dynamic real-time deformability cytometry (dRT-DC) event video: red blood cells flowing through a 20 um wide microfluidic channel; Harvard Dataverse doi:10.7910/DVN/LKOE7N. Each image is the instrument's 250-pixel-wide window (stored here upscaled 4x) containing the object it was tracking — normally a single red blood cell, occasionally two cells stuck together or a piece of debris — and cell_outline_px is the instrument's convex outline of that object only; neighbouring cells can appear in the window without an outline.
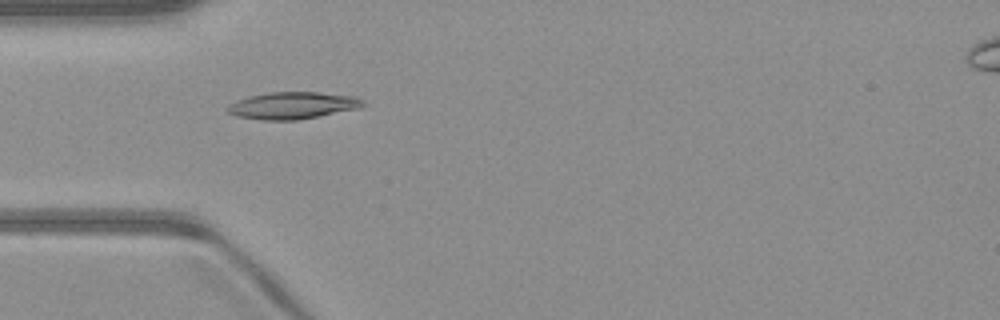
{"species": "common noctule bat (a hibernating species)", "species_latin": "Nyctalus noctula", "temperature_condition": "warm", "stored_images_in_passage": 50, "camera_frame_rate_fps": 3000, "um_per_image_px": 0.085, "animal": {"sex": "male", "body_mass_g": 23.1, "forearm_length_mm": 52.7}, "frame": {"image": 1, "passage_image": 15, "time_ms": 4.667, "image_size_px": [1000, 320], "cell_outline_px": [[364, 104], [360, 108], [296, 120], [260, 120], [236, 116], [228, 112], [224, 108], [228, 104], [236, 100], [248, 96], [268, 92], [320, 92], [360, 96], [364, 100]], "centroid_in_image_um": [24.86, 8.95], "position_along_channel_um": 60.1, "area_um2": 21.62}}
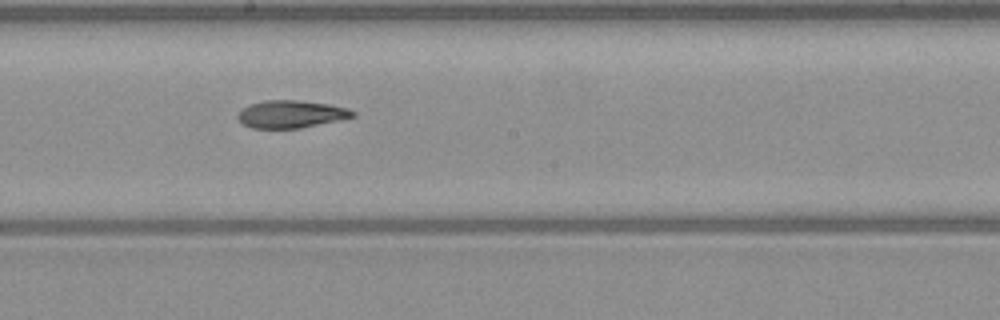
{"frame": {"image": 2, "passage_image": 27, "time_ms": 8.667, "image_size_px": [1000, 320], "cell_outline_px": [[356, 116], [340, 120], [300, 128], [252, 128], [244, 124], [236, 116], [244, 108], [252, 104], [264, 100], [300, 100], [328, 104], [348, 108], [356, 112]], "centroid_in_image_um": [24.79, 9.7], "position_along_channel_um": 223.4, "area_um2": 18.32}}
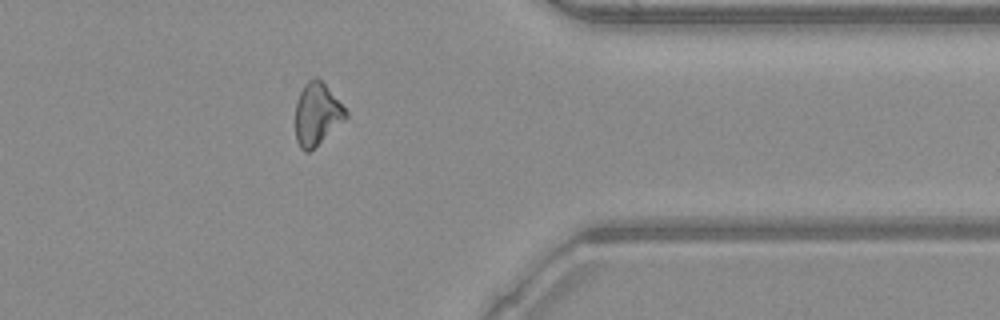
{"frame": {"image": 3, "passage_image": 40, "time_ms": 13.0, "image_size_px": [1000, 320], "cell_outline_px": [[348, 116], [344, 120], [308, 152], [304, 152], [300, 148], [296, 140], [296, 100], [304, 84], [312, 76], [316, 76], [324, 84], [348, 112]], "centroid_in_image_um": [26.91, 9.67], "position_along_channel_um": 384.5, "area_um2": 17.92}, "authors_computed_cell_mechanics": {"area_um2": 19.074, "velocity_mm_per_s": 4.1014, "shape_relaxation_time_tau1_ms": 10.288, "shape_relaxation_time_tau2_ms": null, "deformation_change_tau1": 0.2197, "deformation_change_tau2": null}}